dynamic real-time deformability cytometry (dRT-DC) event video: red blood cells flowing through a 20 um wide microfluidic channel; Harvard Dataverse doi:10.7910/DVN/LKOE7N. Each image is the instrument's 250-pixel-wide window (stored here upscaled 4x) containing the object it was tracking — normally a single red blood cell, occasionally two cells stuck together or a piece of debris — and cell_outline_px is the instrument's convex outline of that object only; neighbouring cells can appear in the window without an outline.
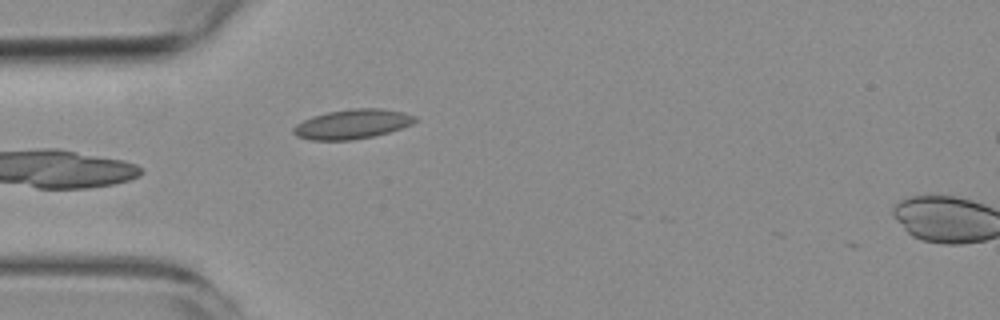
{"species": "common noctule bat (a hibernating species)", "species_latin": "Nyctalus noctula", "temperature_condition": "room temperature", "stored_images_in_passage": 3, "segment_of_instrument_passage": [1, 2], "camera_frame_rate_fps": 3000, "um_per_image_px": 0.085, "animal": {"sex": "female", "body_mass_g": 19.3, "forearm_length_mm": 54.1}, "frame": {"image": 1, "passage_image": 2, "time_ms": 1.333, "image_size_px": [1000, 320], "cell_outline_px": [[420, 120], [412, 124], [388, 132], [372, 136], [352, 140], [312, 140], [296, 136], [292, 132], [292, 128], [296, 124], [312, 116], [328, 112], [352, 108], [380, 108], [404, 112], [416, 116]], "centroid_in_image_um": [29.95, 10.54], "position_along_channel_um": 55.0, "area_um2": 20.98}}